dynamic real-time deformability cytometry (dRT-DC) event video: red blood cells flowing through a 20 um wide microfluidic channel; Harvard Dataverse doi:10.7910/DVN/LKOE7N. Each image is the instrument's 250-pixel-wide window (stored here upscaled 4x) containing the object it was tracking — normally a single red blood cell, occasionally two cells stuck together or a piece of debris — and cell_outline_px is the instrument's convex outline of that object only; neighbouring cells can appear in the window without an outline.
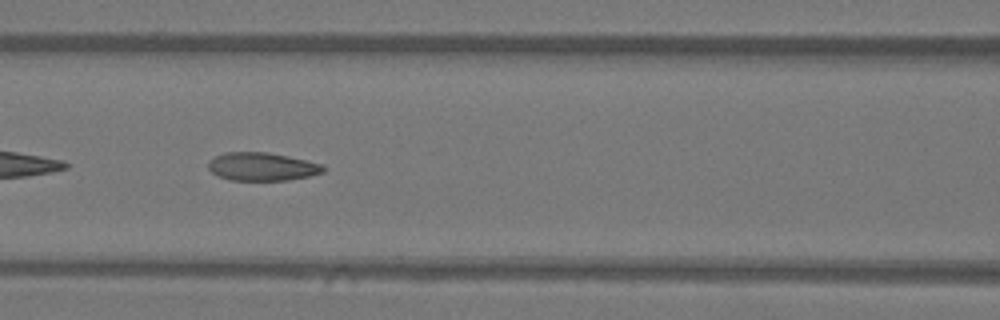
{"species": "Egyptian fruit bat (a non-hibernating species)", "species_latin": "Rousettus aegyptiacus", "temperature_condition": "warm", "stored_images_in_passage": 34, "camera_frame_rate_fps": 3000, "um_per_image_px": 0.085, "animal": {"sex": "female"}, "frame": {"image": 1, "passage_image": 6, "time_ms": 1.667, "image_size_px": [1000, 320], "cell_outline_px": [[324, 172], [308, 176], [288, 180], [232, 180], [216, 176], [208, 168], [208, 164], [216, 156], [224, 152], [268, 152], [288, 156], [324, 164]], "centroid_in_image_um": [22.28, 14.16], "position_along_channel_um": 144.3, "area_um2": 18.84}}
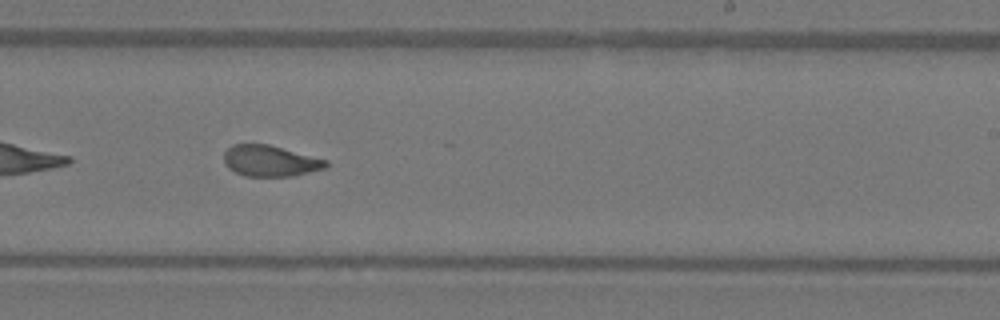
{"frame": {"image": 2, "passage_image": 15, "time_ms": 4.667, "image_size_px": [1000, 320], "cell_outline_px": [[328, 168], [292, 176], [244, 176], [228, 168], [224, 164], [224, 152], [232, 144], [268, 144], [328, 160]], "centroid_in_image_um": [22.97, 13.68], "position_along_channel_um": 266.0, "area_um2": 18.55}}